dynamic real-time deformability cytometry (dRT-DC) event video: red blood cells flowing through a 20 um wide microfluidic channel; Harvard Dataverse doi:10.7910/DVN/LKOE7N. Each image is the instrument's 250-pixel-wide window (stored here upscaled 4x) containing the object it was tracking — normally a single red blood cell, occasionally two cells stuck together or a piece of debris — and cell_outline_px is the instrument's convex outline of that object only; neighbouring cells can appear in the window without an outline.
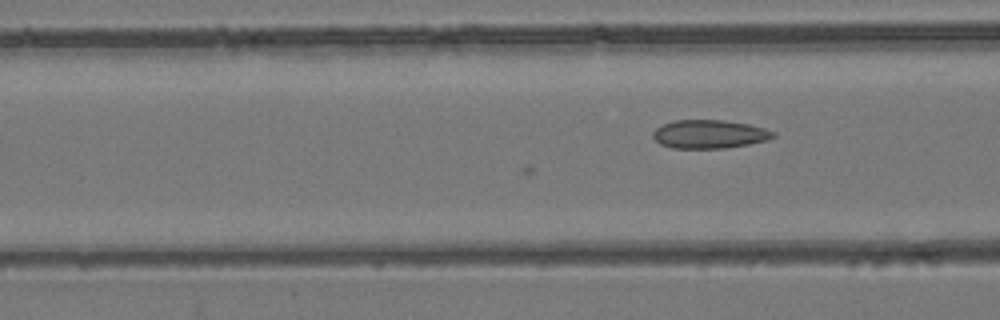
{"species": "common noctule bat (a hibernating species)", "species_latin": "Nyctalus noctula", "temperature_condition": "room temperature", "stored_images_in_passage": 4, "camera_frame_rate_fps": 3000, "um_per_image_px": 0.085, "animal": {"sex": "female", "body_mass_g": 24.6, "forearm_length_mm": 56.2}, "frame": {"image": 1, "passage_image": 4, "time_ms": 1.0, "image_size_px": [1000, 320], "cell_outline_px": [[776, 136], [768, 140], [748, 144], [724, 148], [672, 148], [660, 144], [652, 136], [652, 132], [656, 128], [664, 124], [676, 120], [724, 120], [748, 124], [764, 128], [776, 132]], "centroid_in_image_um": [60.31, 11.4], "position_along_channel_um": 106.3, "area_um2": 19.94}}